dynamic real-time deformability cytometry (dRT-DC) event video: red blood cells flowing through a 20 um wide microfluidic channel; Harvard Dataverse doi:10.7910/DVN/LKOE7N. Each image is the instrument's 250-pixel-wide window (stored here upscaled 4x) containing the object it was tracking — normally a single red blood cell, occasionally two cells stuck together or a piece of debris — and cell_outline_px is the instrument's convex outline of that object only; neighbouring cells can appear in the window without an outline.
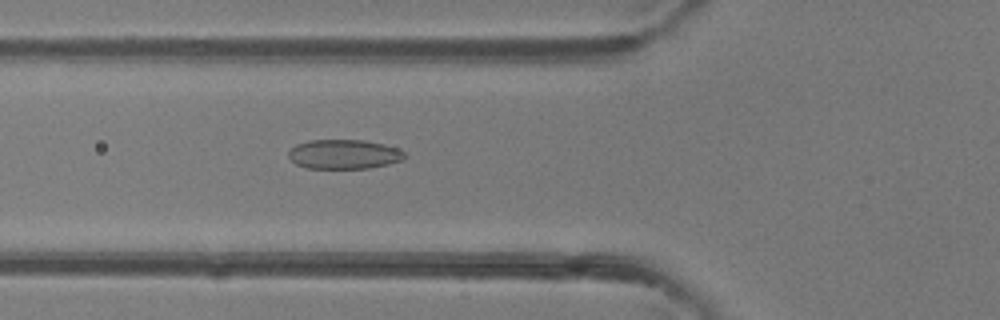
{"species": "common noctule bat (a hibernating species)", "species_latin": "Nyctalus noctula", "temperature_condition": "room temperature", "stored_images_in_passage": 45, "camera_frame_rate_fps": 3000, "um_per_image_px": 0.085, "animal": {"sex": "female"}, "frame": {"image": 1, "passage_image": 18, "time_ms": 5.667, "image_size_px": [1000, 320], "cell_outline_px": [[404, 156], [400, 160], [388, 164], [368, 168], [308, 168], [296, 164], [288, 156], [288, 152], [296, 144], [308, 140], [364, 140], [384, 144], [396, 148], [404, 152]], "centroid_in_image_um": [29.2, 13.1], "position_along_channel_um": 96.6, "area_um2": 19.71}}
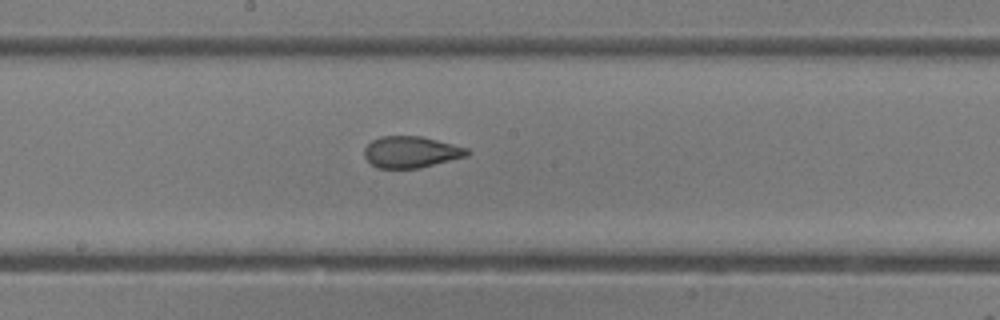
{"frame": {"image": 2, "passage_image": 26, "time_ms": 8.333, "image_size_px": [1000, 320], "cell_outline_px": [[472, 152], [468, 156], [420, 168], [376, 168], [364, 156], [364, 148], [372, 140], [380, 136], [420, 136], [468, 148]], "centroid_in_image_um": [34.95, 12.92], "position_along_channel_um": 213.3, "area_um2": 18.9}}
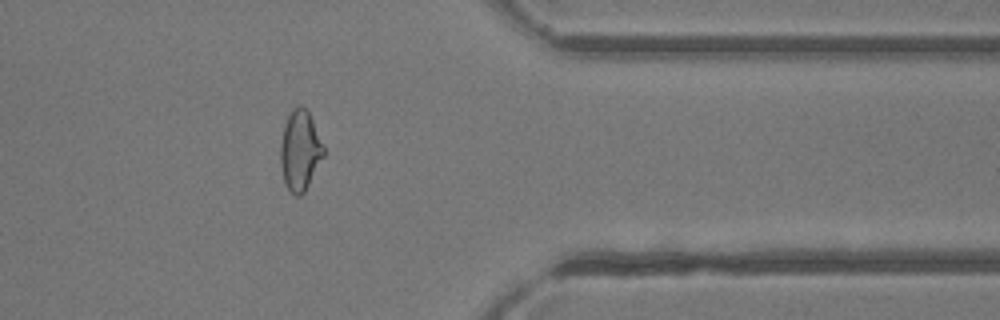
{"frame": {"image": 3, "passage_image": 39, "time_ms": 12.667, "image_size_px": [1000, 320], "cell_outline_px": [[324, 156], [304, 192], [300, 196], [296, 196], [284, 184], [280, 164], [280, 144], [284, 124], [292, 108], [296, 104], [300, 104], [308, 112], [312, 120], [324, 148]], "centroid_in_image_um": [25.48, 12.78], "position_along_channel_um": 385.9, "area_um2": 20.06}}